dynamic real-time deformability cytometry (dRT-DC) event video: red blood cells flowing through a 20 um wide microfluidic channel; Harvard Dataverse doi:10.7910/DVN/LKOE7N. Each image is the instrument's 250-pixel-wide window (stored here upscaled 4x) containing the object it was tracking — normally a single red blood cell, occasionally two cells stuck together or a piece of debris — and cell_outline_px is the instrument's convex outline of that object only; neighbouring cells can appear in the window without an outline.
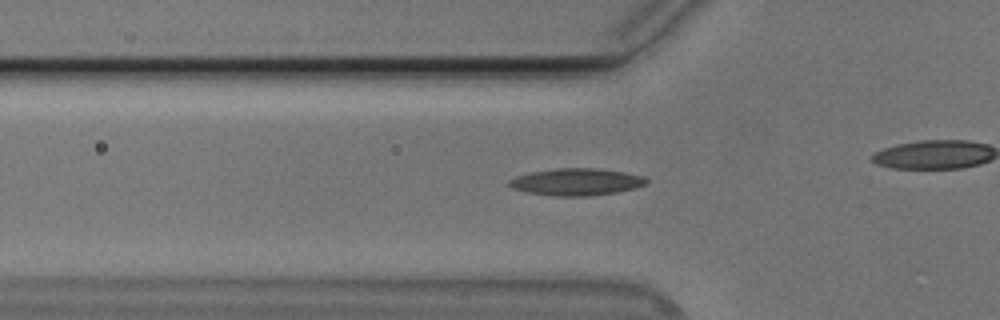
{"species": "Egyptian fruit bat (a non-hibernating species)", "species_latin": "Rousettus aegyptiacus", "temperature_condition": "cold", "stored_images_in_passage": 44, "camera_frame_rate_fps": 3000, "um_per_image_px": 0.085, "animal": {"sex": "male"}, "frame": {"image": 1, "passage_image": 19, "time_ms": 6.0, "image_size_px": [1000, 320], "cell_outline_px": [[648, 184], [636, 188], [616, 192], [592, 196], [552, 196], [528, 192], [512, 188], [508, 184], [508, 180], [516, 176], [532, 172], [556, 168], [600, 168], [624, 172], [644, 176], [648, 180]], "centroid_in_image_um": [49.03, 15.46], "position_along_channel_um": 76.8, "area_um2": 21.79}}